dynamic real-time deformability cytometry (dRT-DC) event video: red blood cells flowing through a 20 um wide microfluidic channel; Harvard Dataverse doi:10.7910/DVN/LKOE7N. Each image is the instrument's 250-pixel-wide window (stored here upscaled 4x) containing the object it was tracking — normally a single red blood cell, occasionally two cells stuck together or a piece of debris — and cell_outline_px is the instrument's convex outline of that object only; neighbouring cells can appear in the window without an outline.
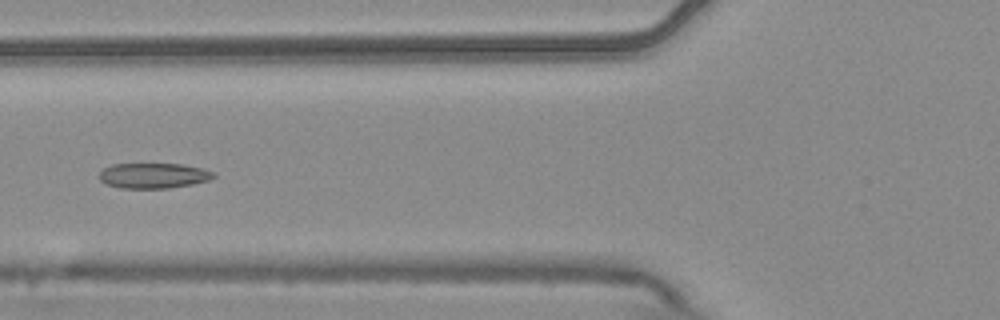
{"species": "common noctule bat (a hibernating species)", "species_latin": "Nyctalus noctula", "temperature_condition": "warm", "stored_images_in_passage": 7, "camera_frame_rate_fps": 3000, "um_per_image_px": 0.085, "animal": {"sex": "male", "body_mass_g": 20.4}, "frame": {"image": 1, "passage_image": 7, "time_ms": 2.0, "image_size_px": [1000, 320], "cell_outline_px": [[216, 176], [208, 180], [192, 184], [168, 188], [120, 188], [104, 184], [100, 180], [100, 172], [104, 168], [112, 164], [180, 164], [200, 168], [216, 172]], "centroid_in_image_um": [13.03, 14.93], "position_along_channel_um": 112.8, "area_um2": 16.82}}